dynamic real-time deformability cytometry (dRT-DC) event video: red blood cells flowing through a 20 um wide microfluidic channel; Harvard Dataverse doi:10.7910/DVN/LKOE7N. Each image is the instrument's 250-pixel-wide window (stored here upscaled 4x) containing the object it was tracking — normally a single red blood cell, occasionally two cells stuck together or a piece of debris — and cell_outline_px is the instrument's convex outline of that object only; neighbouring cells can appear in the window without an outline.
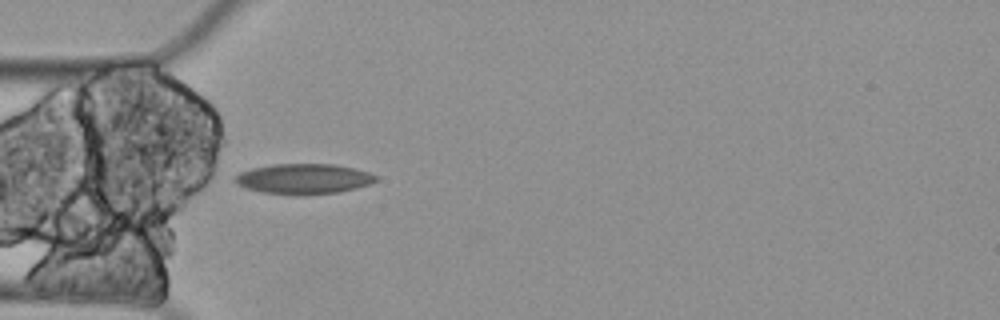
{"species": "Egyptian fruit bat (a non-hibernating species)", "species_latin": "Rousettus aegyptiacus", "temperature_condition": "cold", "stored_images_in_passage": 5, "camera_frame_rate_fps": 3000, "um_per_image_px": 0.085, "animal": {"sex": "female"}, "frame": {"image": 1, "passage_image": 5, "time_ms": 1.333, "image_size_px": [1000, 320], "cell_outline_px": [[380, 176], [376, 180], [368, 184], [356, 188], [340, 192], [300, 196], [296, 196], [260, 192], [236, 184], [232, 180], [232, 176], [240, 172], [252, 168], [272, 164], [336, 164], [368, 172]], "centroid_in_image_um": [25.77, 15.21], "position_along_channel_um": 59.2, "area_um2": 25.26}}